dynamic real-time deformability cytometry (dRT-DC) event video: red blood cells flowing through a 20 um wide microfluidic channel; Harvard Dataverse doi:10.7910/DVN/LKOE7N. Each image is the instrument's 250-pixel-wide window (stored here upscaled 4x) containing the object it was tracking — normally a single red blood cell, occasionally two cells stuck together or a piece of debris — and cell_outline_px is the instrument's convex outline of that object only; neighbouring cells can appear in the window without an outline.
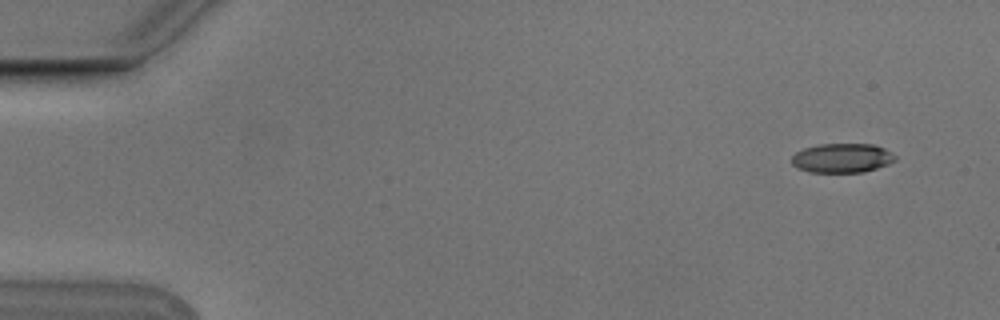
{"species": "Egyptian fruit bat (a non-hibernating species)", "species_latin": "Rousettus aegyptiacus", "temperature_condition": "cold", "stored_images_in_passage": 6, "camera_frame_rate_fps": 3000, "um_per_image_px": 0.085, "animal": {"sex": "male"}, "frame": {"image": 1, "passage_image": 1, "time_ms": 0.0, "image_size_px": [1000, 320], "cell_outline_px": [[896, 160], [888, 164], [864, 172], [808, 172], [796, 168], [792, 164], [792, 156], [796, 152], [804, 148], [820, 144], [872, 144], [884, 148], [896, 156]], "centroid_in_image_um": [71.56, 13.44], "position_along_channel_um": 13.4, "area_um2": 17.69}}